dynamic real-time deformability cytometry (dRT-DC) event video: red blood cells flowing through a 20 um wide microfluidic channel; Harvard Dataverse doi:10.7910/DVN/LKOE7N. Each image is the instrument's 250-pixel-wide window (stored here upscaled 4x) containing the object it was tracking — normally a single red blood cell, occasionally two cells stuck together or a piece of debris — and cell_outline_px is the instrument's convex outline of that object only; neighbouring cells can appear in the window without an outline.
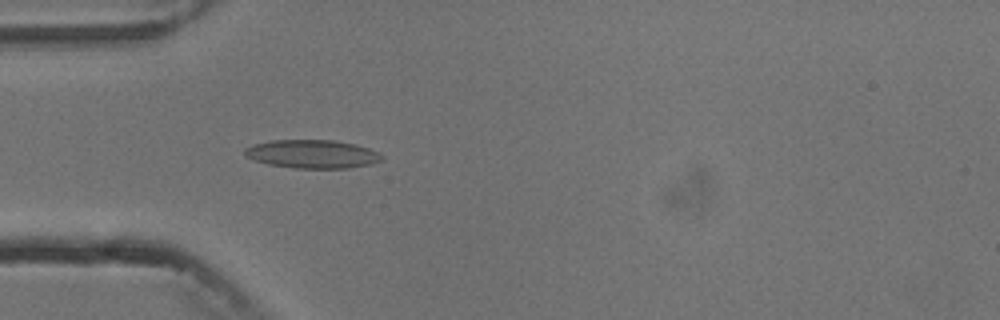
{"species": "common noctule bat (a hibernating species)", "species_latin": "Nyctalus noctula", "temperature_condition": "cold", "stored_images_in_passage": 1, "camera_frame_rate_fps": 3000, "um_per_image_px": 0.085, "animal": {"sex": "male", "body_mass_g": 13.3}, "frame": {"image": 1, "passage_image": 1, "time_ms": 0.0, "image_size_px": [1000, 320], "cell_outline_px": [[384, 160], [372, 164], [348, 168], [292, 168], [268, 164], [256, 160], [248, 156], [244, 152], [244, 148], [252, 144], [272, 140], [332, 140], [356, 144], [380, 152], [384, 156]], "centroid_in_image_um": [26.6, 13.09], "position_along_channel_um": 58.4, "area_um2": 22.83}}